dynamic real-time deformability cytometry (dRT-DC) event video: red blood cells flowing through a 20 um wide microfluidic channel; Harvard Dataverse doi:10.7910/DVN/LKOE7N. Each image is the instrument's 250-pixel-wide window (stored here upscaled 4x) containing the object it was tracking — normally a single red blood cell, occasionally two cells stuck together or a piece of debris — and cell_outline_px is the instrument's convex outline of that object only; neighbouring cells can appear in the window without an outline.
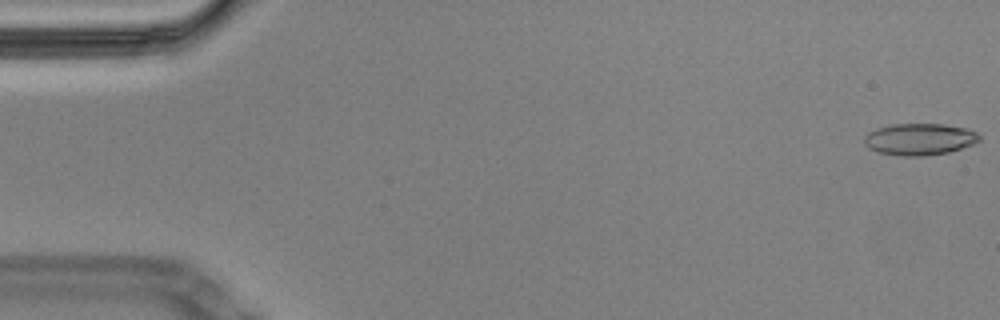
{"species": "Egyptian fruit bat (a non-hibernating species)", "species_latin": "Rousettus aegyptiacus", "temperature_condition": "cold", "stored_images_in_passage": 58, "camera_frame_rate_fps": 3000, "um_per_image_px": 0.085, "animal": {"sex": "male"}, "frame": {"image": 1, "passage_image": 1, "time_ms": 0.0, "image_size_px": [1000, 320], "cell_outline_px": [[980, 140], [972, 144], [948, 152], [920, 156], [904, 156], [880, 152], [868, 148], [864, 144], [864, 136], [868, 132], [876, 128], [892, 124], [944, 124], [968, 128], [976, 132], [980, 136]], "centroid_in_image_um": [78.14, 11.82], "position_along_channel_um": 6.9, "area_um2": 21.21}}
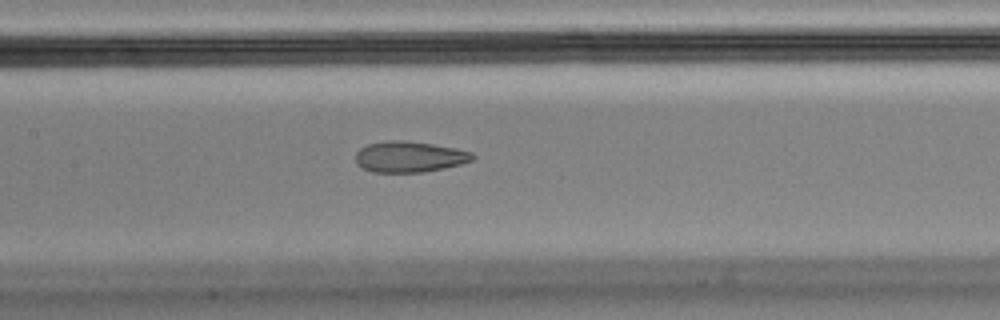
{"frame": {"image": 2, "passage_image": 27, "time_ms": 8.667, "image_size_px": [1000, 320], "cell_outline_px": [[476, 156], [472, 160], [460, 164], [444, 168], [424, 172], [372, 172], [364, 168], [356, 160], [356, 152], [360, 148], [368, 144], [388, 140], [404, 140], [432, 144], [456, 148], [472, 152]], "centroid_in_image_um": [34.82, 13.32], "position_along_channel_um": 172.6, "area_um2": 20.98}}
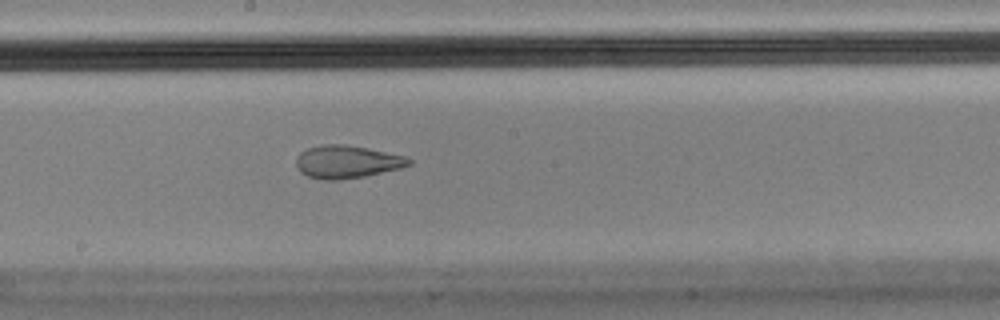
{"frame": {"image": 3, "passage_image": 31, "time_ms": 10.0, "image_size_px": [1000, 320], "cell_outline_px": [[412, 164], [400, 168], [364, 176], [340, 180], [320, 180], [308, 176], [300, 172], [296, 164], [296, 156], [300, 152], [308, 148], [320, 144], [344, 144], [368, 148], [404, 156], [412, 160]], "centroid_in_image_um": [29.45, 13.75], "position_along_channel_um": 218.7, "area_um2": 21.62}, "authors_computed_cell_mechanics": {"area_um2": 22.1663, "velocity_mm_per_s": 3.4641, "shape_relaxation_time_tau1_ms": null, "shape_relaxation_time_tau2_ms": 1.7485, "deformation_change_tau1": null, "deformation_change_tau2": 0.0835}}